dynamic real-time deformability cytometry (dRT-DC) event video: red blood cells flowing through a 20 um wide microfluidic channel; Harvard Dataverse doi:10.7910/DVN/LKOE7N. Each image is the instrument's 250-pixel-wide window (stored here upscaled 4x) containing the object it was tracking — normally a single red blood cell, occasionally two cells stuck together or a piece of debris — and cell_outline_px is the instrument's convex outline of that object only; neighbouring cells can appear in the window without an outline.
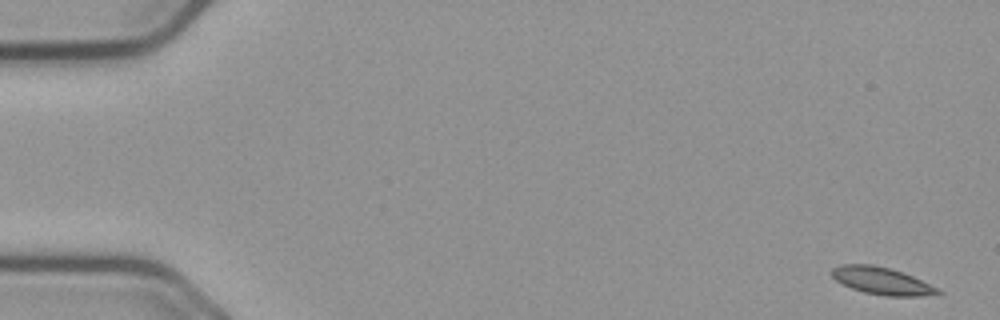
{"species": "common noctule bat (a hibernating species)", "species_latin": "Nyctalus noctula", "temperature_condition": "cold", "stored_images_in_passage": 56, "camera_frame_rate_fps": 3000, "um_per_image_px": 0.085, "animal": {"sex": "male", "body_mass_g": 23.1, "forearm_length_mm": 52.7}, "frame": {"image": 1, "passage_image": 1, "time_ms": 0.0, "image_size_px": [1000, 320], "cell_outline_px": [[944, 292], [920, 296], [884, 296], [864, 292], [840, 284], [832, 276], [832, 268], [840, 264], [872, 264], [888, 268], [912, 276], [940, 288]], "centroid_in_image_um": [74.94, 23.88], "position_along_channel_um": 10.1, "area_um2": 16.82}}
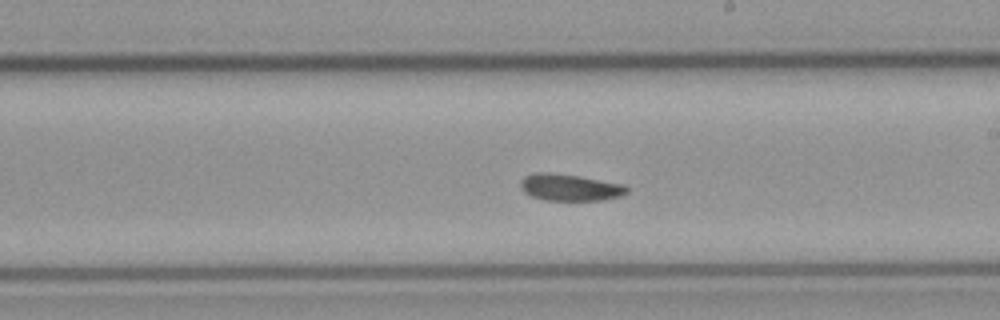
{"frame": {"image": 2, "passage_image": 32, "time_ms": 10.333, "image_size_px": [1000, 320], "cell_outline_px": [[628, 192], [620, 196], [604, 200], [544, 200], [532, 196], [524, 192], [520, 188], [520, 180], [524, 176], [532, 172], [552, 172], [580, 176], [624, 184], [628, 188]], "centroid_in_image_um": [48.41, 15.91], "position_along_channel_um": 240.6, "area_um2": 16.82}}
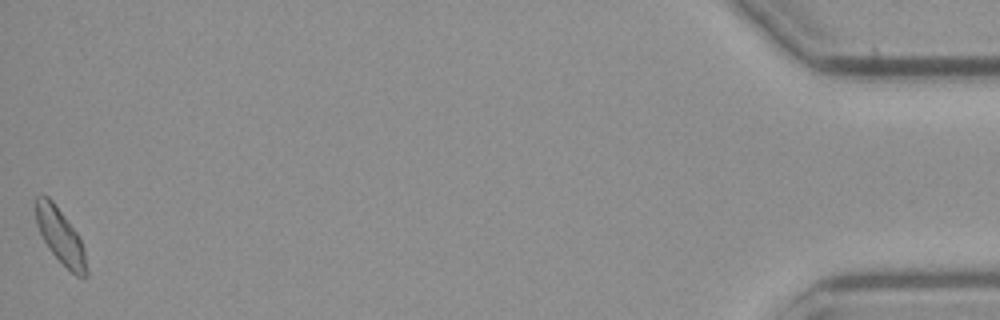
{"frame": {"image": 3, "passage_image": 56, "time_ms": 18.333, "image_size_px": [1000, 320], "cell_outline_px": [[88, 276], [76, 276], [48, 248], [36, 224], [36, 196], [48, 196], [56, 204], [76, 232], [84, 248], [88, 272]], "centroid_in_image_um": [5.14, 20.07], "position_along_channel_um": 430.1, "area_um2": 15.95}, "authors_computed_cell_mechanics": {"area_um2": 16.7331, "velocity_mm_per_s": 3.6223, "shape_relaxation_time_tau1_ms": 5.2298, "shape_relaxation_time_tau2_ms": null, "deformation_change_tau1": 0.1019, "deformation_change_tau2": null}}